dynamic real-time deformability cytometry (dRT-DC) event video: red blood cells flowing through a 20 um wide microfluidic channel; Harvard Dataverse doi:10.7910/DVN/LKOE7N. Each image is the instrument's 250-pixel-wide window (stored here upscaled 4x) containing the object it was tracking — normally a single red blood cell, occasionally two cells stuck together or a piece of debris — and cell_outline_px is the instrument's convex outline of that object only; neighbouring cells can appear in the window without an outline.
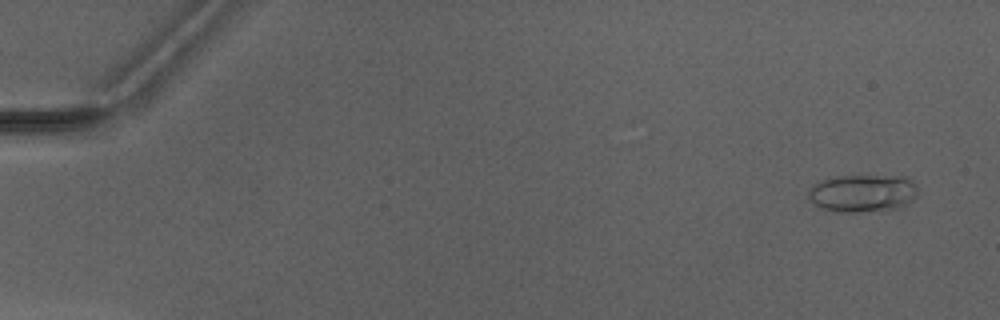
{"species": "Egyptian fruit bat (a non-hibernating species)", "species_latin": "Rousettus aegyptiacus", "temperature_condition": "warm", "stored_images_in_passage": 5, "camera_frame_rate_fps": 3000, "um_per_image_px": 0.085, "animal": {"sex": "male"}, "frame": {"image": 1, "passage_image": 1, "time_ms": 0.0, "image_size_px": [1000, 320], "cell_outline_px": [[916, 196], [904, 204], [896, 208], [860, 212], [836, 212], [824, 208], [816, 204], [808, 196], [808, 192], [816, 184], [824, 180], [836, 176], [904, 176], [912, 180], [916, 184]], "centroid_in_image_um": [73.35, 16.41], "position_along_channel_um": 11.7, "area_um2": 23.47}}